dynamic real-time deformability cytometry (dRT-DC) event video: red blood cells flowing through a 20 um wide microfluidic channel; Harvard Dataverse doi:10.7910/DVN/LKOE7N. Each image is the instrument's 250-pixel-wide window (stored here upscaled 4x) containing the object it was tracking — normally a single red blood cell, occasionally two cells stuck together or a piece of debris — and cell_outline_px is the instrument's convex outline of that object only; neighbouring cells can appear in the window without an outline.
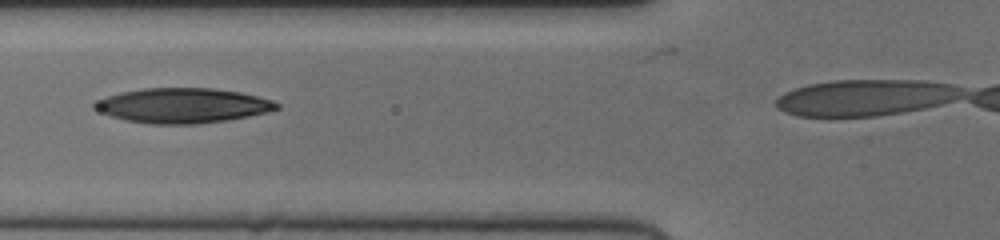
{"species": "human", "species_latin": "Homo sapiens", "temperature_condition": "cold", "stored_images_in_passage": 32, "camera_frame_rate_fps": 3000, "um_per_image_px": 0.085, "donor": {"sex": "female"}, "frame": {"image": 1, "passage_image": 9, "time_ms": 2.667, "image_size_px": [1000, 240], "cell_outline_px": [[280, 108], [268, 112], [248, 116], [224, 120], [196, 124], [148, 124], [124, 120], [112, 116], [92, 108], [92, 104], [104, 96], [120, 92], [144, 88], [212, 88], [240, 92], [272, 100], [280, 104]], "centroid_in_image_um": [15.5, 8.97], "position_along_channel_um": 110.3, "area_um2": 37.05}}
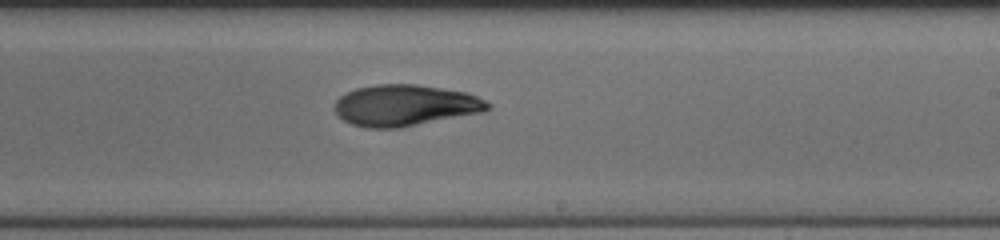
{"frame": {"image": 2, "passage_image": 20, "time_ms": 6.333, "image_size_px": [1000, 240], "cell_outline_px": [[492, 108], [488, 112], [400, 128], [364, 128], [352, 124], [344, 120], [332, 108], [332, 104], [340, 96], [356, 88], [376, 84], [416, 84], [468, 92], [492, 104]], "centroid_in_image_um": [34.48, 8.97], "position_along_channel_um": 254.5, "area_um2": 37.45}}
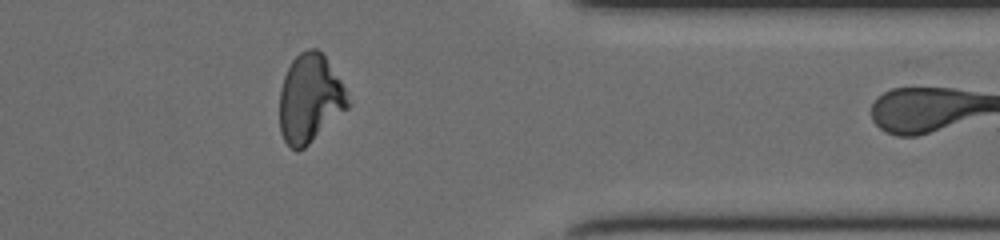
{"frame": {"image": 3, "passage_image": 31, "time_ms": 10.0, "image_size_px": [1000, 240], "cell_outline_px": [[352, 104], [348, 108], [304, 148], [296, 152], [284, 140], [280, 132], [280, 88], [284, 76], [292, 60], [300, 52], [308, 48], [316, 48], [324, 56], [340, 80]], "centroid_in_image_um": [26.33, 8.39], "position_along_channel_um": 385.1, "area_um2": 34.97}}